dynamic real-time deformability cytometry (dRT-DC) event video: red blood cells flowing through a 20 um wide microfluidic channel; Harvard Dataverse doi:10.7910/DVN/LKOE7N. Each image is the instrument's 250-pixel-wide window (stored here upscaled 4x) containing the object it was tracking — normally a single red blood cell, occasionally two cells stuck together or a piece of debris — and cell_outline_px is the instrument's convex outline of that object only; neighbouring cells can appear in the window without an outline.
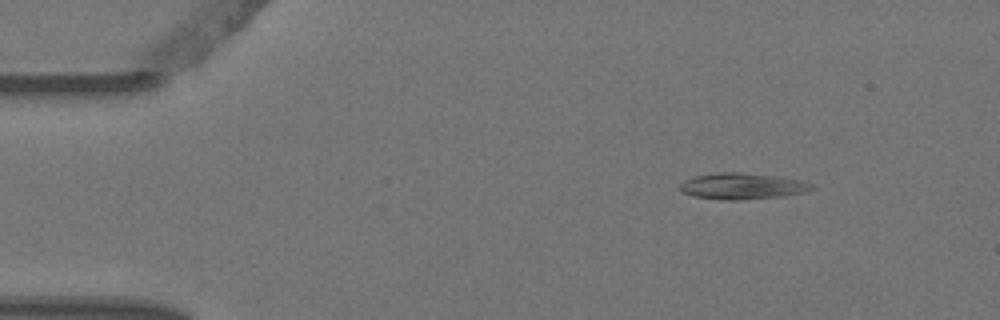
{"species": "Egyptian fruit bat (a non-hibernating species)", "species_latin": "Rousettus aegyptiacus", "temperature_condition": "warm", "stored_images_in_passage": 3, "segment_of_instrument_passage": [2, 2], "camera_frame_rate_fps": 3000, "um_per_image_px": 0.085, "animal": {"sex": "female"}, "frame": {"image": 1, "passage_image": 3, "time_ms": 0.667, "image_size_px": [1000, 320], "cell_outline_px": [[816, 188], [808, 192], [784, 196], [736, 200], [720, 200], [692, 196], [680, 192], [680, 184], [684, 180], [692, 176], [716, 172], [740, 172], [772, 176], [800, 180], [816, 184]], "centroid_in_image_um": [63.09, 15.83], "position_along_channel_um": 21.9, "area_um2": 20.46}}